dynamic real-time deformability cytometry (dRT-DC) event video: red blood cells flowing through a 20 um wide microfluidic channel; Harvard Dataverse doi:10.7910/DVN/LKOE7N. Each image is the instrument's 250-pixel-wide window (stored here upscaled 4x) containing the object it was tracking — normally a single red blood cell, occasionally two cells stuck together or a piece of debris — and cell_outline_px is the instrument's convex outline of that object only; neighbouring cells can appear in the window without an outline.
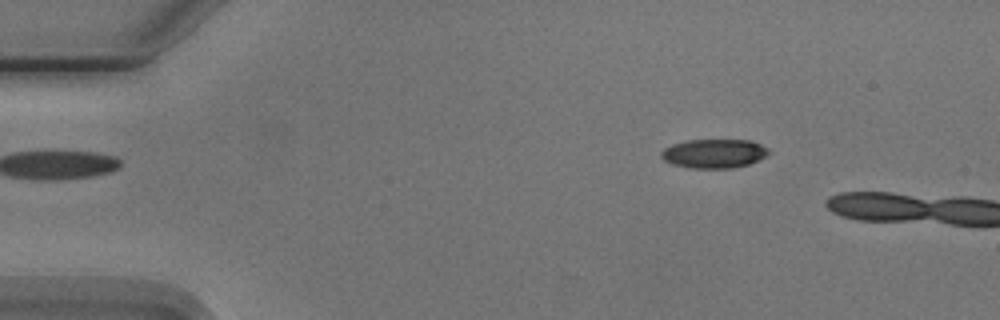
{"species": "Egyptian fruit bat (a non-hibernating species)", "species_latin": "Rousettus aegyptiacus", "temperature_condition": "cold", "stored_images_in_passage": 4, "camera_frame_rate_fps": 3000, "um_per_image_px": 0.085, "animal": {"sex": "male"}, "frame": {"image": 1, "passage_image": 2, "time_ms": 1.333, "image_size_px": [1000, 320], "cell_outline_px": [[772, 152], [748, 164], [732, 168], [688, 168], [672, 164], [664, 160], [660, 156], [660, 152], [664, 148], [672, 144], [688, 140], [752, 140], [768, 148]], "centroid_in_image_um": [60.67, 13.04], "position_along_channel_um": 24.3, "area_um2": 18.21}}